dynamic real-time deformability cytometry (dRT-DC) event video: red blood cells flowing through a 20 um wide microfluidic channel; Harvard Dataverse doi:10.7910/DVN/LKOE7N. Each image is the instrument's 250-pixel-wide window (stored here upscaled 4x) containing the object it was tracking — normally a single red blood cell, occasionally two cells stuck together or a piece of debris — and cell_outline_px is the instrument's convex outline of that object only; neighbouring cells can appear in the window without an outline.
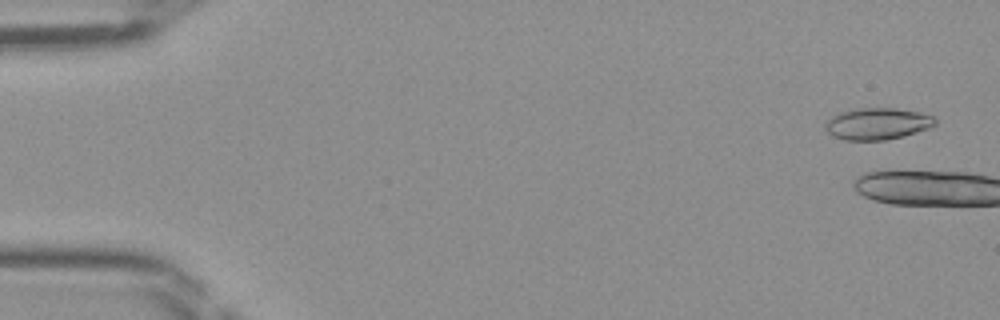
{"species": "Egyptian fruit bat (a non-hibernating species)", "species_latin": "Rousettus aegyptiacus", "temperature_condition": "room temperature", "stored_images_in_passage": 5, "camera_frame_rate_fps": 3000, "um_per_image_px": 0.085, "frame": {"image": 1, "passage_image": 2, "time_ms": 0.333, "image_size_px": [1000, 320], "cell_outline_px": [[936, 124], [928, 128], [916, 132], [884, 140], [844, 140], [832, 136], [824, 128], [824, 124], [832, 116], [840, 112], [856, 108], [896, 108], [916, 112], [932, 116], [936, 120]], "centroid_in_image_um": [74.52, 10.51], "position_along_channel_um": 10.5, "area_um2": 20.11}}